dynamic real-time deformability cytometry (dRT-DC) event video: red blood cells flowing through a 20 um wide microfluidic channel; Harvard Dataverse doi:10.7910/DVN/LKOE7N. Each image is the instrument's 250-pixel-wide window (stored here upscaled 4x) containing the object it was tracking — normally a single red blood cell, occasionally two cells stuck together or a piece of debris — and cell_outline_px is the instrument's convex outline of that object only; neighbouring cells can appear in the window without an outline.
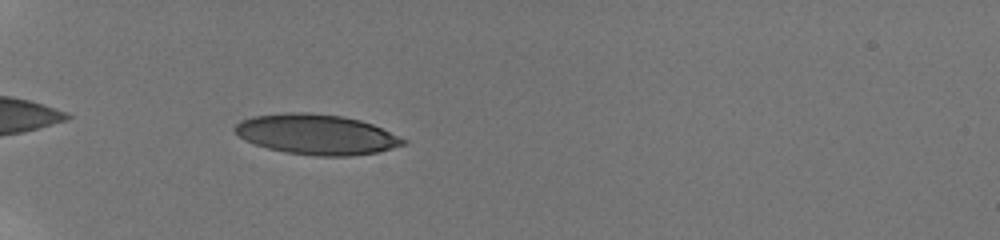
{"species": "human", "species_latin": "Homo sapiens", "temperature_condition": "room temperature", "stored_images_in_passage": 33, "camera_frame_rate_fps": 3000, "um_per_image_px": 0.085, "donor": {"sex": "male"}, "frame": {"image": 1, "passage_image": 3, "time_ms": 1.0, "image_size_px": [1000, 240], "cell_outline_px": [[408, 144], [376, 152], [348, 156], [316, 156], [284, 152], [268, 148], [244, 140], [232, 128], [240, 120], [252, 116], [284, 112], [308, 112], [344, 116], [360, 120], [372, 124], [408, 140]], "centroid_in_image_um": [26.89, 11.41], "position_along_channel_um": 58.1, "area_um2": 39.59}}
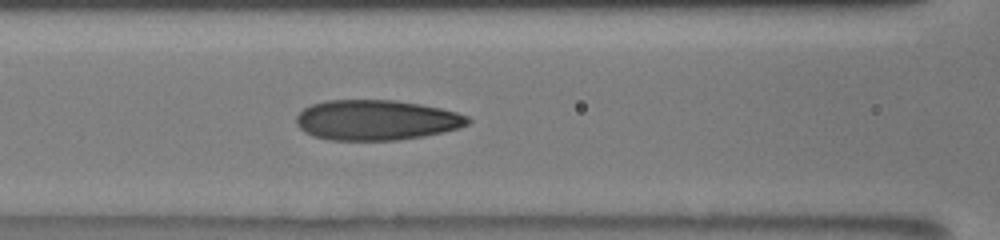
{"frame": {"image": 2, "passage_image": 11, "time_ms": 3.667, "image_size_px": [1000, 240], "cell_outline_px": [[472, 120], [468, 124], [460, 128], [444, 132], [424, 136], [396, 140], [328, 140], [312, 136], [304, 132], [296, 124], [296, 116], [304, 108], [312, 104], [324, 100], [396, 100], [420, 104], [440, 108], [456, 112], [468, 116]], "centroid_in_image_um": [31.98, 10.21], "position_along_channel_um": 134.6, "area_um2": 40.52}}
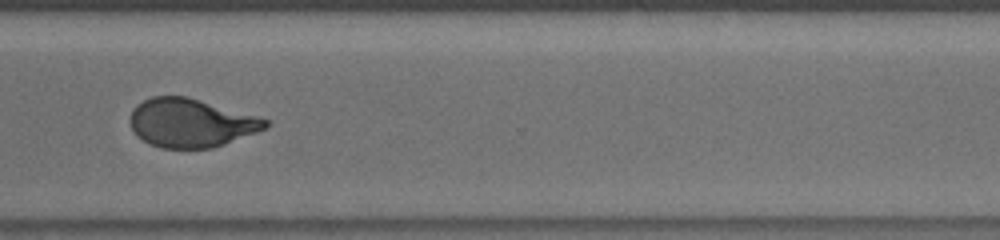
{"frame": {"image": 3, "passage_image": 27, "time_ms": 9.333, "image_size_px": [1000, 240], "cell_outline_px": [[272, 124], [256, 132], [224, 144], [212, 148], [160, 148], [148, 144], [136, 136], [128, 120], [132, 108], [136, 104], [152, 96], [188, 96], [256, 116], [268, 120]], "centroid_in_image_um": [16.17, 10.44], "position_along_channel_um": 354.4, "area_um2": 38.44}, "authors_computed_cell_mechanics": {"area_um2": 39.593, "velocity_mm_per_s": 3.882, "shape_relaxation_time_tau1_ms": 8.1003, "shape_relaxation_time_tau2_ms": 0.8783, "deformation_change_tau1": 0.2732, "deformation_change_tau2": 0.0754}}